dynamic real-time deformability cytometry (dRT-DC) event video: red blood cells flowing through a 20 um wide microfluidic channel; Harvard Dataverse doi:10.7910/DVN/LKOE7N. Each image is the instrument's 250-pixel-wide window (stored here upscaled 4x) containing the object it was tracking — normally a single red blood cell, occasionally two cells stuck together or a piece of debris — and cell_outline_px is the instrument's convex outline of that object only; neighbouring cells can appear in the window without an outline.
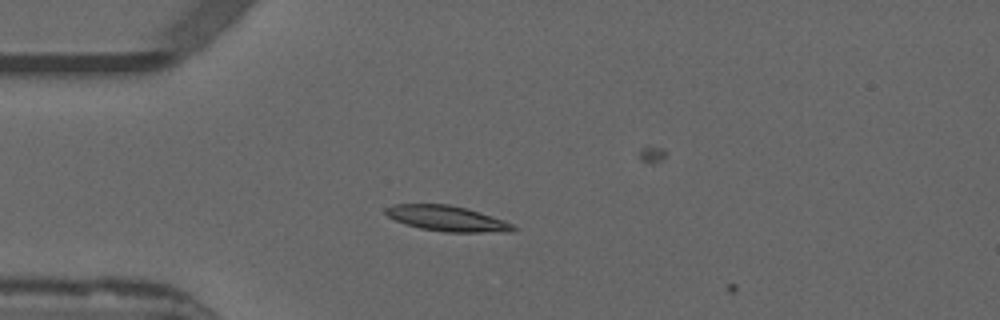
{"species": "common noctule bat (a hibernating species)", "species_latin": "Nyctalus noctula", "temperature_condition": "warm", "stored_images_in_passage": 3, "camera_frame_rate_fps": 3000, "um_per_image_px": 0.085, "animal": {"sex": "male", "forearm_length_mm": 52.5}, "frame": {"image": 1, "passage_image": 2, "time_ms": 0.333, "image_size_px": [1000, 320], "cell_outline_px": [[516, 228], [512, 232], [444, 232], [420, 228], [396, 220], [388, 216], [384, 212], [384, 208], [396, 204], [448, 204], [468, 208], [504, 220], [512, 224]], "centroid_in_image_um": [38.02, 18.57], "position_along_channel_um": 47.0, "area_um2": 18.84}}